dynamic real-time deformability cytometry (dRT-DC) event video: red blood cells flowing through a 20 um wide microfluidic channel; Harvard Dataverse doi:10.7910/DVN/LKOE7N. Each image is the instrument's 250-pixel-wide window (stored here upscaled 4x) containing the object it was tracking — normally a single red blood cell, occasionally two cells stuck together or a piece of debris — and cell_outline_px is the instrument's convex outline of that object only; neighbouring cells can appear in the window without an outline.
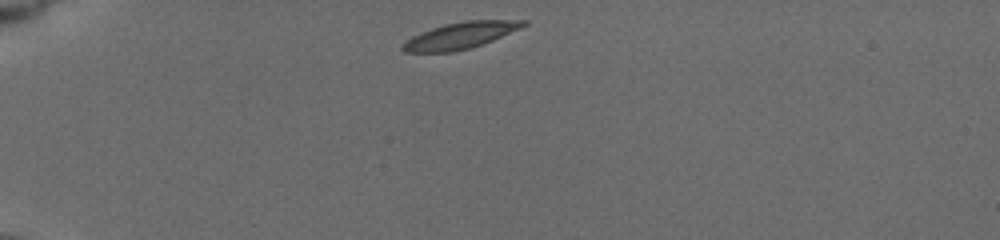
{"species": "common noctule bat (a hibernating species)", "species_latin": "Nyctalus noctula", "temperature_condition": "cold", "stored_images_in_passage": 8, "camera_frame_rate_fps": 3000, "um_per_image_px": 0.085, "animal": {"sex": "female", "body_mass_g": 19.5, "forearm_length_mm": 54.1}, "frame": {"image": 1, "passage_image": 1, "time_ms": 0.0, "image_size_px": [1000, 240], "cell_outline_px": [[528, 24], [520, 28], [492, 40], [468, 48], [452, 52], [404, 52], [400, 48], [400, 44], [412, 36], [432, 28], [444, 24], [464, 20], [528, 20]], "centroid_in_image_um": [39.09, 3.01], "position_along_channel_um": 45.9, "area_um2": 18.5}}
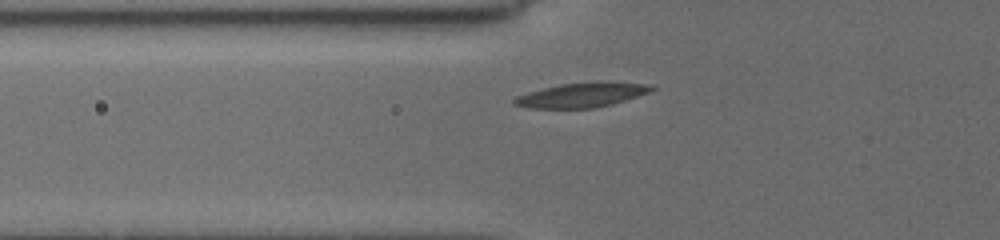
{"frame": {"image": 2, "passage_image": 5, "time_ms": 2.0, "image_size_px": [1000, 240], "cell_outline_px": [[656, 88], [648, 92], [612, 104], [596, 108], [528, 108], [512, 104], [512, 100], [516, 96], [528, 92], [560, 84], [596, 80], [612, 80], [652, 84]], "centroid_in_image_um": [49.49, 8.04], "position_along_channel_um": 76.3, "area_um2": 20.17}}
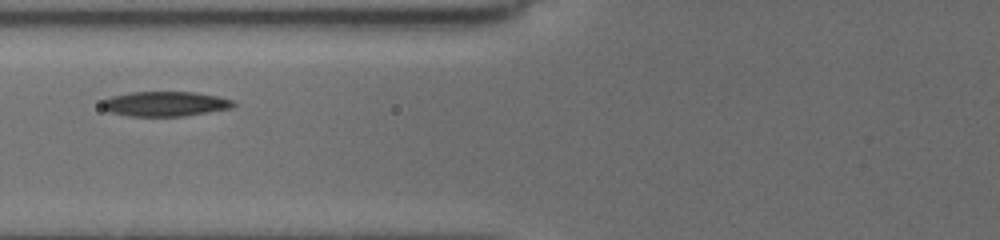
{"frame": {"image": 3, "passage_image": 7, "time_ms": 3.0, "image_size_px": [1000, 240], "cell_outline_px": [[236, 104], [232, 108], [184, 116], [128, 116], [108, 112], [100, 104], [104, 100], [112, 96], [132, 92], [192, 92], [220, 96], [236, 100]], "centroid_in_image_um": [14.08, 8.83], "position_along_channel_um": 111.7, "area_um2": 19.13}}